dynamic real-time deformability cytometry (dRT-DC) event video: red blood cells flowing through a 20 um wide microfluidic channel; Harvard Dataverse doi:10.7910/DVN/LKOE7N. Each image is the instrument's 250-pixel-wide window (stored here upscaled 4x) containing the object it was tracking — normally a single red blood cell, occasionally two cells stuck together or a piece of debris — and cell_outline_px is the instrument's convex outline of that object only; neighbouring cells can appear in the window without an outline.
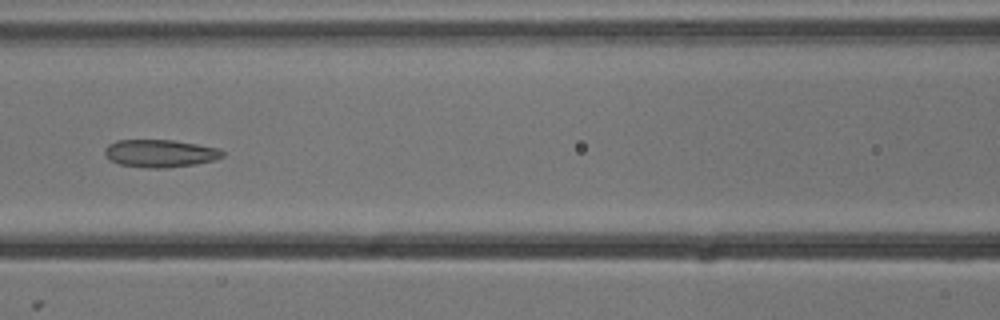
{"species": "common noctule bat (a hibernating species)", "species_latin": "Nyctalus noctula", "temperature_condition": "cold", "stored_images_in_passage": 7, "camera_frame_rate_fps": 3000, "um_per_image_px": 0.085, "animal": {"sex": "male", "body_mass_g": 13.3}, "frame": {"image": 1, "passage_image": 7, "time_ms": 2.0, "image_size_px": [1000, 320], "cell_outline_px": [[224, 156], [216, 160], [196, 164], [168, 168], [148, 168], [120, 164], [112, 160], [104, 152], [104, 148], [108, 144], [116, 140], [172, 140], [220, 148], [224, 152]], "centroid_in_image_um": [13.65, 13.03], "position_along_channel_um": 153.0, "area_um2": 19.02}}